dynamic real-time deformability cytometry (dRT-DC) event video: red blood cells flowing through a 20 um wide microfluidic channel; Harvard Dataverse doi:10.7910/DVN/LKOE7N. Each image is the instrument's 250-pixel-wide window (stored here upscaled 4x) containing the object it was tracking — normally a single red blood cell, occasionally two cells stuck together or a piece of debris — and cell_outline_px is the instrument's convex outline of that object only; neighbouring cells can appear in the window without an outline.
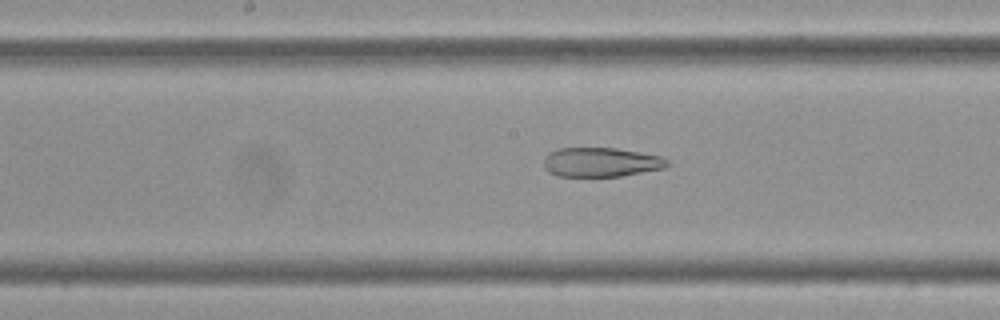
{"species": "Egyptian fruit bat (a non-hibernating species)", "species_latin": "Rousettus aegyptiacus", "temperature_condition": "cold", "stored_images_in_passage": 60, "camera_frame_rate_fps": 3000, "um_per_image_px": 0.085, "frame": {"image": 1, "passage_image": 31, "time_ms": 10.0, "image_size_px": [1000, 320], "cell_outline_px": [[672, 164], [664, 168], [620, 176], [556, 176], [548, 172], [544, 168], [544, 156], [548, 152], [560, 148], [616, 148], [640, 152], [660, 156], [668, 160]], "centroid_in_image_um": [51.07, 13.78], "position_along_channel_um": 197.1, "area_um2": 21.21}}
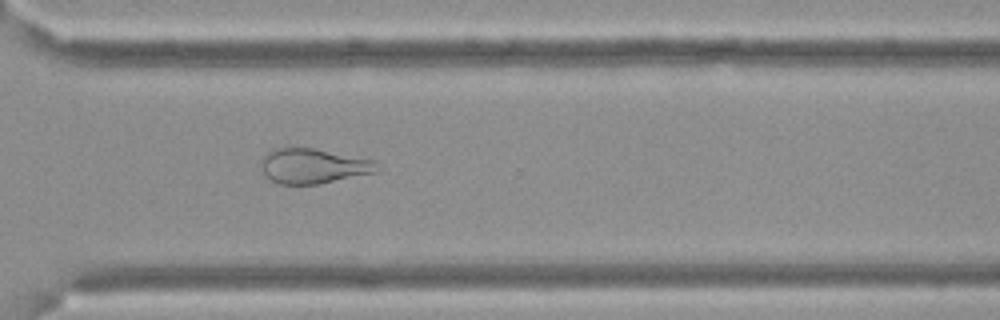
{"frame": {"image": 2, "passage_image": 44, "time_ms": 14.333, "image_size_px": [1000, 320], "cell_outline_px": [[380, 172], [320, 184], [280, 184], [264, 176], [260, 168], [260, 160], [268, 148], [312, 148], [372, 160], [380, 168]], "centroid_in_image_um": [26.58, 14.12], "position_along_channel_um": 344.0, "area_um2": 23.93}}
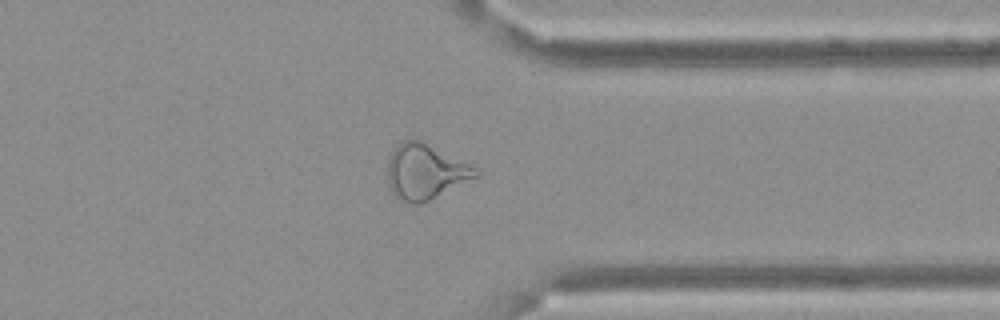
{"frame": {"image": 3, "passage_image": 47, "time_ms": 15.333, "image_size_px": [1000, 320], "cell_outline_px": [[480, 172], [476, 176], [420, 204], [412, 204], [396, 196], [392, 192], [388, 184], [388, 160], [392, 152], [404, 140], [420, 140], [476, 168]], "centroid_in_image_um": [36.1, 14.6], "position_along_channel_um": 375.3, "area_um2": 27.28}, "authors_computed_cell_mechanics": {"area_um2": 29.5936, "velocity_mm_per_s": 3.4017, "shape_relaxation_time_tau1_ms": null, "shape_relaxation_time_tau2_ms": 3.6447, "deformation_change_tau1": null, "deformation_change_tau2": 0.1301}}